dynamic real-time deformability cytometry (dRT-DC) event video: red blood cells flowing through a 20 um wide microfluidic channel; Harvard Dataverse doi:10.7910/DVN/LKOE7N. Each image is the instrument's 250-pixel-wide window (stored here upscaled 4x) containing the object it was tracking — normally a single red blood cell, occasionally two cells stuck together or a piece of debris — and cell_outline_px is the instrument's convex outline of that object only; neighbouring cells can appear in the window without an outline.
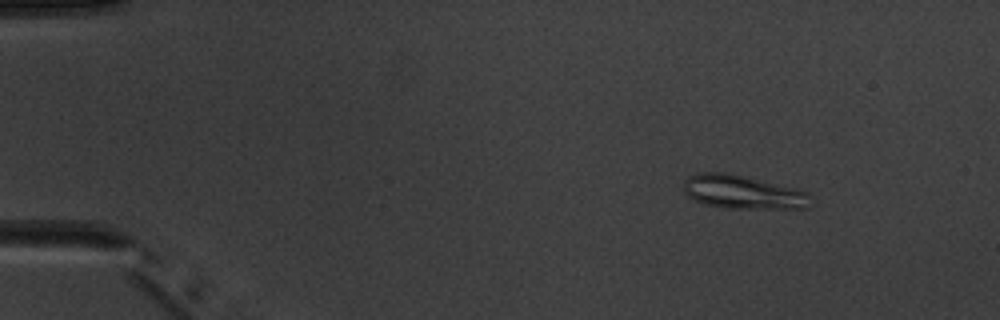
{"species": "common noctule bat (a hibernating species)", "species_latin": "Nyctalus noctula", "temperature_condition": "warm", "stored_images_in_passage": 6, "camera_frame_rate_fps": 3000, "um_per_image_px": 0.085, "animal": {"sex": "male", "body_mass_g": 20.1, "forearm_length_mm": 53.5}, "frame": {"image": 1, "passage_image": 2, "time_ms": 1.333, "image_size_px": [1000, 320], "cell_outline_px": [[808, 208], [724, 208], [704, 204], [692, 200], [684, 192], [684, 180], [688, 176], [700, 172], [724, 172], [744, 176], [796, 188], [808, 192]], "centroid_in_image_um": [63.07, 16.32], "position_along_channel_um": 21.9, "area_um2": 24.8}}
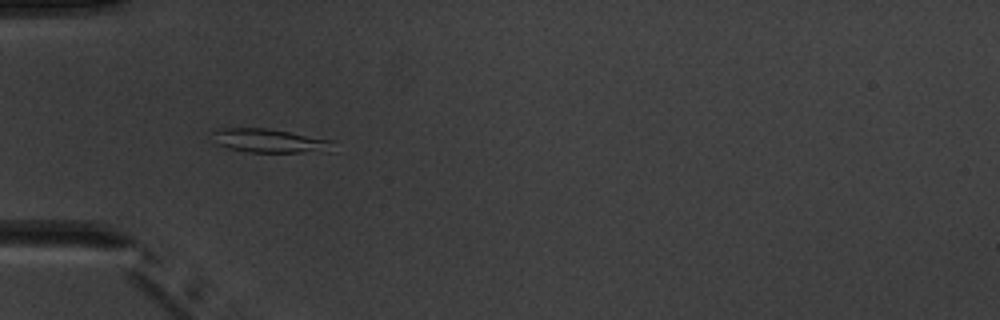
{"frame": {"image": 2, "passage_image": 5, "time_ms": 4.667, "image_size_px": [1000, 320], "cell_outline_px": [[336, 152], [248, 152], [228, 148], [216, 144], [212, 132], [212, 128], [268, 128], [336, 140]], "centroid_in_image_um": [23.03, 11.97], "position_along_channel_um": 62.0, "area_um2": 17.34}}